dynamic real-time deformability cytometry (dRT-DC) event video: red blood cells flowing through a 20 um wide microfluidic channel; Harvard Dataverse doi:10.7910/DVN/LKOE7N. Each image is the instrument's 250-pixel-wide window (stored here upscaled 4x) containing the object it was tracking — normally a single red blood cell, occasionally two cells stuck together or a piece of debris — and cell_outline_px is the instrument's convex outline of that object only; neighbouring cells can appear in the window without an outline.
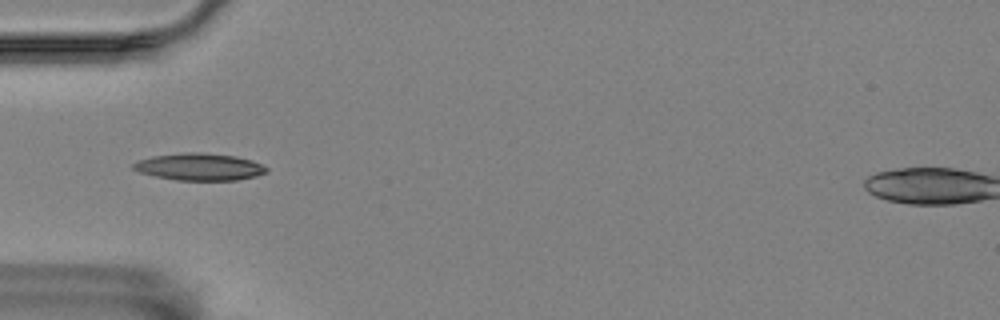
{"species": "Egyptian fruit bat (a non-hibernating species)", "species_latin": "Rousettus aegyptiacus", "temperature_condition": "room temperature", "stored_images_in_passage": 19, "camera_frame_rate_fps": 3000, "um_per_image_px": 0.085, "animal": {"sex": "female"}, "frame": {"image": 1, "passage_image": 1, "time_ms": 0.0, "image_size_px": [1000, 320], "cell_outline_px": [[268, 172], [256, 176], [236, 180], [176, 180], [156, 176], [140, 172], [132, 168], [132, 164], [140, 160], [152, 156], [184, 152], [204, 152], [236, 156], [252, 160], [268, 168]], "centroid_in_image_um": [16.97, 14.17], "position_along_channel_um": 68.0, "area_um2": 21.04}}
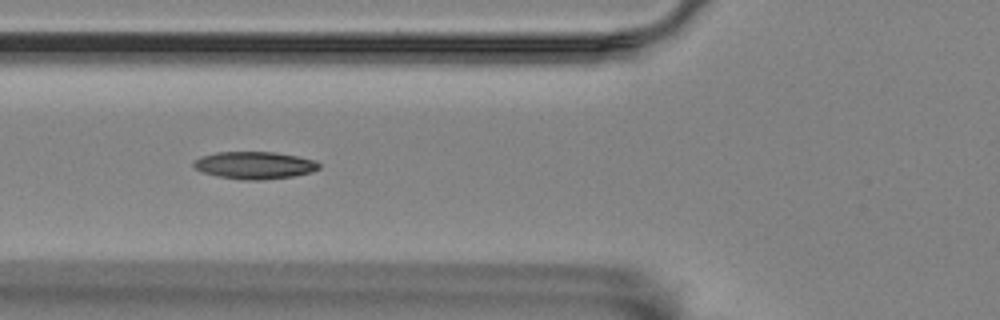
{"frame": {"image": 2, "passage_image": 4, "time_ms": 1.0, "image_size_px": [1000, 320], "cell_outline_px": [[320, 168], [312, 172], [292, 176], [264, 180], [240, 180], [216, 176], [200, 172], [192, 164], [200, 156], [216, 152], [276, 152], [316, 160], [320, 164]], "centroid_in_image_um": [21.63, 14.05], "position_along_channel_um": 104.2, "area_um2": 20.17}}